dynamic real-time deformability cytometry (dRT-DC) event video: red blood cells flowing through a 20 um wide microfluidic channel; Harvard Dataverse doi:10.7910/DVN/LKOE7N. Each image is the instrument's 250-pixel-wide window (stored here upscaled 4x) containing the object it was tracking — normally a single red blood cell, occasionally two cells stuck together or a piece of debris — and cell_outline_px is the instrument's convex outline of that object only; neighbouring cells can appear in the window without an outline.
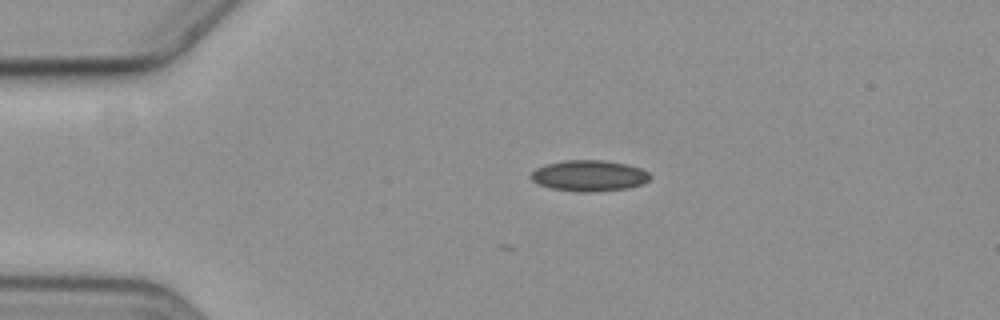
{"species": "common noctule bat (a hibernating species)", "species_latin": "Nyctalus noctula", "temperature_condition": "cold", "stored_images_in_passage": 4, "camera_frame_rate_fps": 3000, "um_per_image_px": 0.085, "animal": {"sex": "female", "body_mass_g": 19.3, "forearm_length_mm": 54.1}, "frame": {"image": 1, "passage_image": 2, "time_ms": 1.0, "image_size_px": [1000, 320], "cell_outline_px": [[652, 176], [644, 184], [628, 188], [588, 192], [584, 192], [552, 188], [540, 184], [532, 180], [528, 176], [536, 168], [544, 164], [564, 160], [604, 160], [628, 164], [640, 168], [648, 172]], "centroid_in_image_um": [50.09, 14.92], "position_along_channel_um": 34.9, "area_um2": 21.56}}
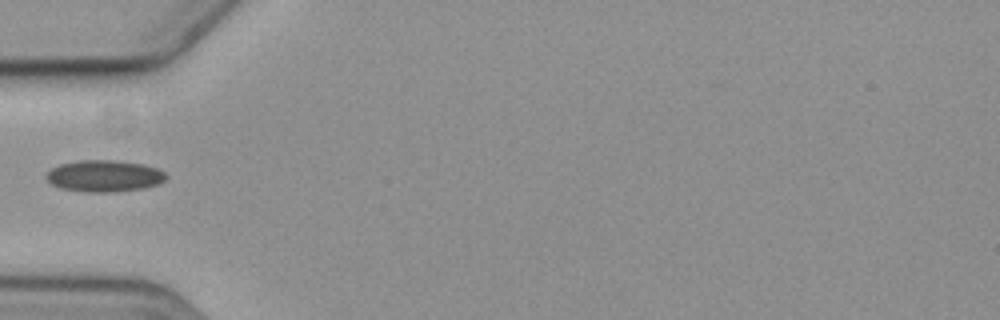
{"frame": {"image": 2, "passage_image": 4, "time_ms": 3.333, "image_size_px": [1000, 320], "cell_outline_px": [[168, 176], [164, 180], [156, 184], [144, 188], [112, 192], [88, 192], [60, 188], [52, 184], [44, 176], [52, 168], [60, 164], [76, 160], [116, 160], [144, 164], [156, 168], [164, 172]], "centroid_in_image_um": [8.85, 14.95], "position_along_channel_um": 76.2, "area_um2": 22.08}}